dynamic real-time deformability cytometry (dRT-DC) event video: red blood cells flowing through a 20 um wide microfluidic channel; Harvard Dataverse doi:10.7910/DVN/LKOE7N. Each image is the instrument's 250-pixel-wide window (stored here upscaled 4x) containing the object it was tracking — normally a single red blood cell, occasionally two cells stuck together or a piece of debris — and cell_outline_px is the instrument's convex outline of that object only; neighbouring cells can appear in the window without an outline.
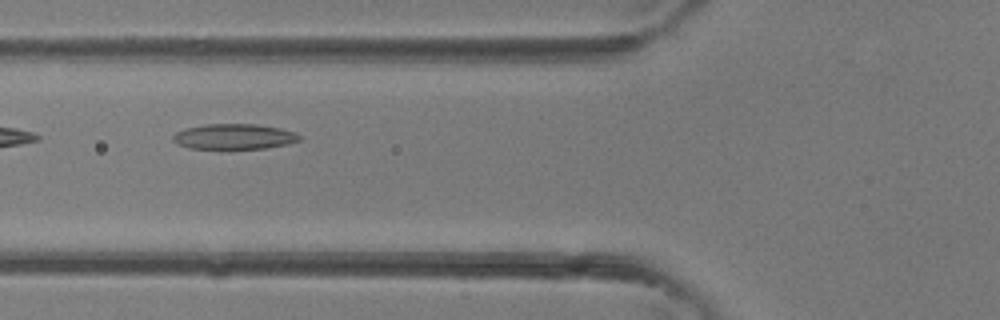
{"species": "common noctule bat (a hibernating species)", "species_latin": "Nyctalus noctula", "temperature_condition": "room temperature", "stored_images_in_passage": 5, "camera_frame_rate_fps": 3000, "um_per_image_px": 0.085, "animal": {"sex": "female"}, "frame": {"image": 1, "passage_image": 4, "time_ms": 1.0, "image_size_px": [1000, 320], "cell_outline_px": [[300, 140], [288, 144], [264, 148], [188, 148], [172, 140], [172, 136], [176, 132], [188, 128], [204, 124], [256, 124], [280, 128], [296, 132], [300, 136]], "centroid_in_image_um": [19.92, 11.6], "position_along_channel_um": 105.9, "area_um2": 18.5}}
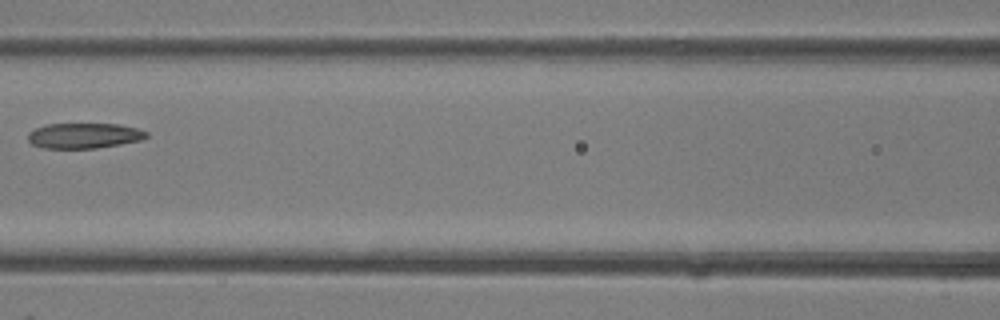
{"frame": {"image": 2, "passage_image": 5, "time_ms": 1.333, "image_size_px": [1000, 320], "cell_outline_px": [[148, 136], [140, 140], [120, 144], [96, 148], [44, 148], [32, 144], [28, 140], [28, 132], [36, 128], [48, 124], [120, 124], [136, 128], [148, 132]], "centroid_in_image_um": [7.14, 11.53], "position_along_channel_um": 159.5, "area_um2": 17.4}}